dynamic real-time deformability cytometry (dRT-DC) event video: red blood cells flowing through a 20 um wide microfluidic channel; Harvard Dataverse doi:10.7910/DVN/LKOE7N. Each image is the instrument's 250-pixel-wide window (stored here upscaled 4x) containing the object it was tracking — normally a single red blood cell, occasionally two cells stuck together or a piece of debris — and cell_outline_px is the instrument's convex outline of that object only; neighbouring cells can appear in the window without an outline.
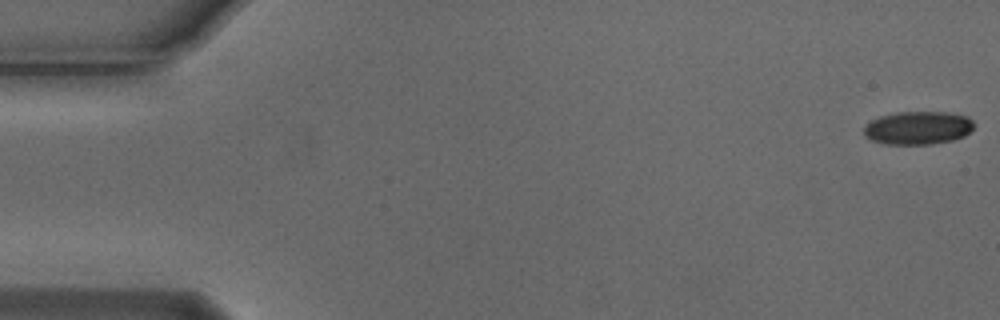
{"species": "Egyptian fruit bat (a non-hibernating species)", "species_latin": "Rousettus aegyptiacus", "temperature_condition": "cold", "stored_images_in_passage": 10, "camera_frame_rate_fps": 3000, "um_per_image_px": 0.085, "animal": {"sex": "male"}, "frame": {"image": 1, "passage_image": 1, "time_ms": 0.0, "image_size_px": [1000, 320], "cell_outline_px": [[972, 128], [964, 136], [952, 140], [928, 144], [884, 144], [872, 140], [864, 136], [864, 124], [880, 116], [896, 112], [948, 112], [968, 116], [972, 120]], "centroid_in_image_um": [77.99, 10.86], "position_along_channel_um": 7.0, "area_um2": 21.27}}